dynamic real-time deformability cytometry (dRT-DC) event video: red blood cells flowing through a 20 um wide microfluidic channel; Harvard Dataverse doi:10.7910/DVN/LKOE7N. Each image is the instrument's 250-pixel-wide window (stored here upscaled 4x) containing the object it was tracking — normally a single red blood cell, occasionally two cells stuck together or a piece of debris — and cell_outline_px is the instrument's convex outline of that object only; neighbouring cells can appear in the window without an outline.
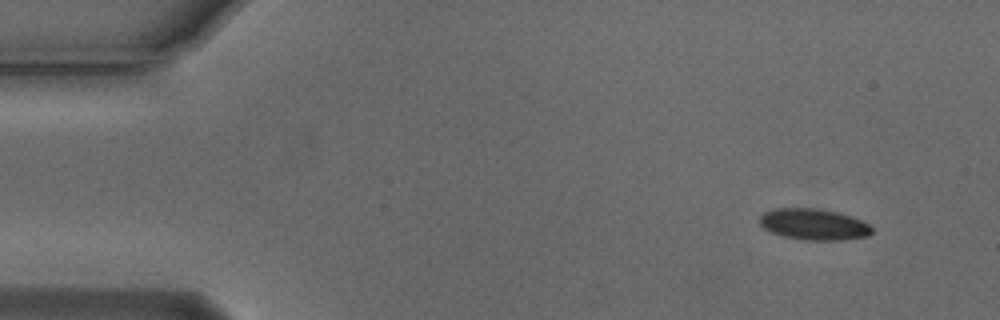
{"species": "Egyptian fruit bat (a non-hibernating species)", "species_latin": "Rousettus aegyptiacus", "temperature_condition": "cold", "stored_images_in_passage": 4, "camera_frame_rate_fps": 3000, "um_per_image_px": 0.085, "animal": {"sex": "male"}, "frame": {"image": 1, "passage_image": 1, "time_ms": 0.0, "image_size_px": [1000, 320], "cell_outline_px": [[872, 232], [868, 236], [840, 240], [804, 240], [784, 236], [772, 232], [764, 228], [760, 224], [760, 216], [764, 212], [772, 208], [816, 208], [836, 212], [860, 220], [868, 224], [872, 228]], "centroid_in_image_um": [69.14, 19.07], "position_along_channel_um": 15.9, "area_um2": 20.23}}
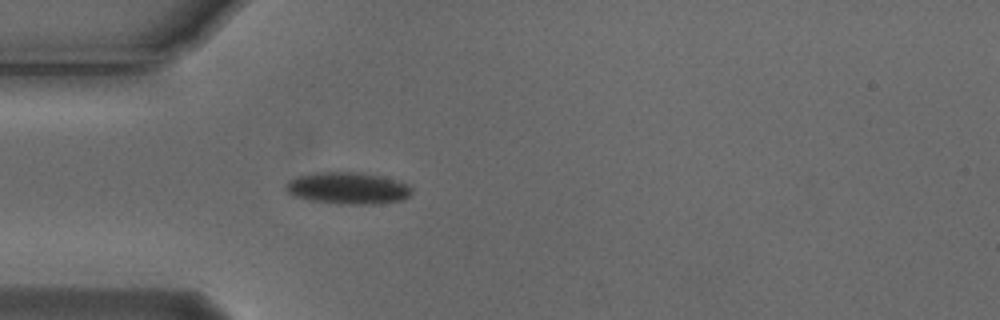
{"frame": {"image": 2, "passage_image": 4, "time_ms": 1.0, "image_size_px": [1000, 320], "cell_outline_px": [[412, 192], [404, 200], [376, 204], [340, 204], [312, 200], [292, 196], [284, 188], [284, 184], [288, 180], [296, 176], [316, 172], [352, 172], [380, 176], [408, 184], [412, 188]], "centroid_in_image_um": [29.52, 16.0], "position_along_channel_um": 55.5, "area_um2": 23.41}}